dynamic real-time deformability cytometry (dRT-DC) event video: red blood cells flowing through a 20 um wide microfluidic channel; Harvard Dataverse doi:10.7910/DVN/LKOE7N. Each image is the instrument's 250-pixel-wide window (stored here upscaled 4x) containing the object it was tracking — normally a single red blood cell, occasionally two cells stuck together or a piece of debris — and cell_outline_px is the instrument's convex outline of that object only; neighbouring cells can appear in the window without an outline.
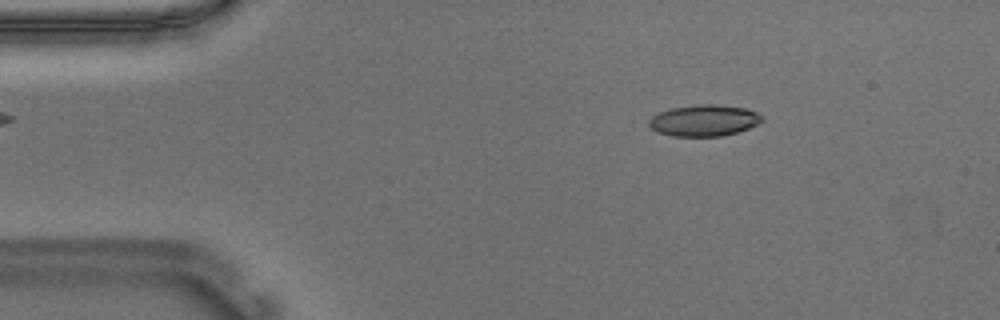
{"species": "Egyptian fruit bat (a non-hibernating species)", "species_latin": "Rousettus aegyptiacus", "temperature_condition": "warm", "stored_images_in_passage": 53, "camera_frame_rate_fps": 3000, "um_per_image_px": 0.085, "animal": {"sex": "male"}, "frame": {"image": 1, "passage_image": 7, "time_ms": 2.0, "image_size_px": [1000, 320], "cell_outline_px": [[764, 120], [748, 128], [736, 132], [720, 136], [672, 136], [656, 132], [648, 124], [648, 120], [652, 116], [660, 112], [672, 108], [696, 104], [716, 104], [744, 108], [756, 112], [764, 116]], "centroid_in_image_um": [59.83, 10.23], "position_along_channel_um": 25.2, "area_um2": 20.63}}
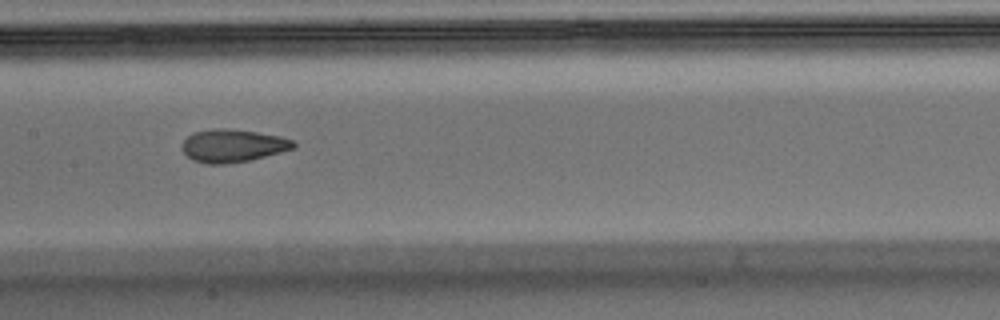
{"frame": {"image": 2, "passage_image": 25, "time_ms": 8.0, "image_size_px": [1000, 320], "cell_outline_px": [[296, 148], [248, 160], [224, 164], [208, 164], [192, 160], [180, 148], [184, 140], [188, 136], [196, 132], [216, 128], [228, 128], [256, 132], [280, 136], [292, 140], [296, 144]], "centroid_in_image_um": [19.78, 12.38], "position_along_channel_um": 187.6, "area_um2": 21.15}}
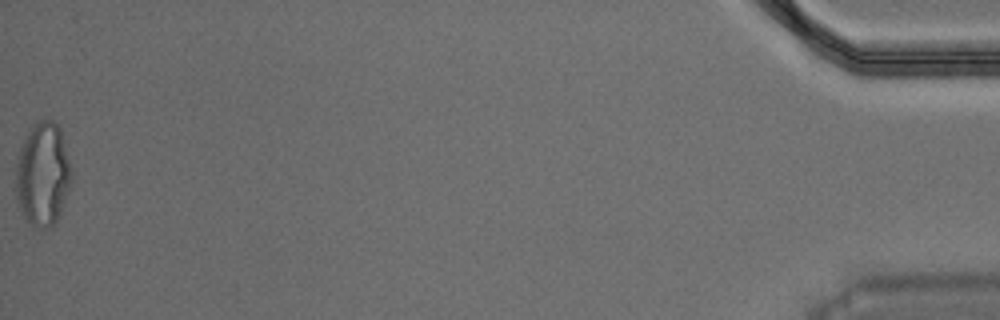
{"frame": {"image": 3, "passage_image": 53, "time_ms": 17.333, "image_size_px": [1000, 320], "cell_outline_px": [[72, 180], [56, 224], [52, 228], [32, 228], [24, 216], [20, 208], [16, 196], [16, 160], [20, 148], [28, 128], [36, 120], [52, 120], [60, 128], [72, 168]], "centroid_in_image_um": [3.64, 14.82], "position_along_channel_um": 431.6, "area_um2": 34.16}, "authors_computed_cell_mechanics": {"area_um2": 21.2126, "velocity_mm_per_s": 3.7063, "shape_relaxation_time_tau1_ms": null, "shape_relaxation_time_tau2_ms": 1.4668, "deformation_change_tau1": null, "deformation_change_tau2": 0.0789}}